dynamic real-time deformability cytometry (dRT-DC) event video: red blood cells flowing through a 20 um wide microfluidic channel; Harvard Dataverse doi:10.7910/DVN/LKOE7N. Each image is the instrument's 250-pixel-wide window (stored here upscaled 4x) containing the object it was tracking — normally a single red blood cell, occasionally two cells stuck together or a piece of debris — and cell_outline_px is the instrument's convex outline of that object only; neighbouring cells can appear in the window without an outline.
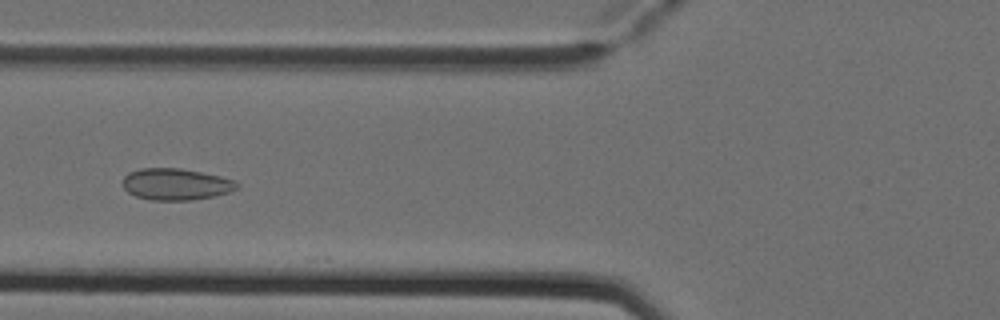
{"species": "Egyptian fruit bat (a non-hibernating species)", "species_latin": "Rousettus aegyptiacus", "temperature_condition": "cold", "stored_images_in_passage": 5, "camera_frame_rate_fps": 3000, "um_per_image_px": 0.085, "animal": {"sex": "female"}, "frame": {"image": 1, "passage_image": 5, "time_ms": 1.333, "image_size_px": [1000, 320], "cell_outline_px": [[240, 184], [236, 188], [228, 192], [212, 196], [192, 200], [152, 200], [136, 196], [128, 192], [124, 188], [124, 176], [128, 172], [140, 168], [180, 168], [220, 176], [232, 180]], "centroid_in_image_um": [14.92, 15.65], "position_along_channel_um": 110.9, "area_um2": 20.81}}